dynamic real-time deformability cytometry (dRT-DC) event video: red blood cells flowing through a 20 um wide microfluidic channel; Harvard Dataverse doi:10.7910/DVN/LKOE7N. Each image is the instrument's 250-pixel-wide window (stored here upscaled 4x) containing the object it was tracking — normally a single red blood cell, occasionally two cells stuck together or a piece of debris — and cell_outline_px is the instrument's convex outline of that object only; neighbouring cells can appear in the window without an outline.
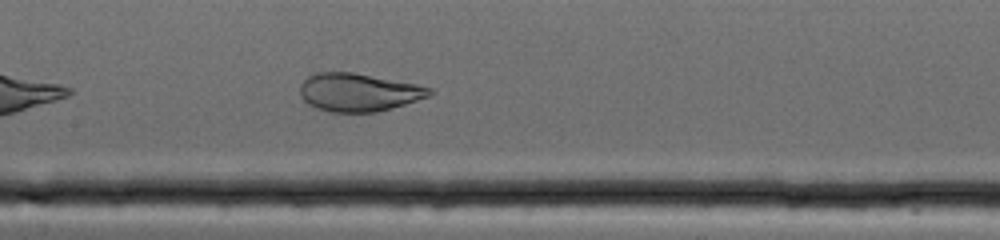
{"species": "human", "species_latin": "Homo sapiens", "temperature_condition": "cold", "stored_images_in_passage": 52, "camera_frame_rate_fps": 3000, "um_per_image_px": 0.085, "donor": {"sex": "female"}, "frame": {"image": 1, "passage_image": 15, "time_ms": 4.667, "image_size_px": [1000, 240], "cell_outline_px": [[432, 92], [428, 96], [392, 108], [376, 112], [332, 112], [316, 108], [308, 104], [300, 96], [300, 84], [308, 76], [316, 72], [352, 72], [416, 84], [432, 88]], "centroid_in_image_um": [30.43, 7.84], "position_along_channel_um": 177.0, "area_um2": 28.55}}
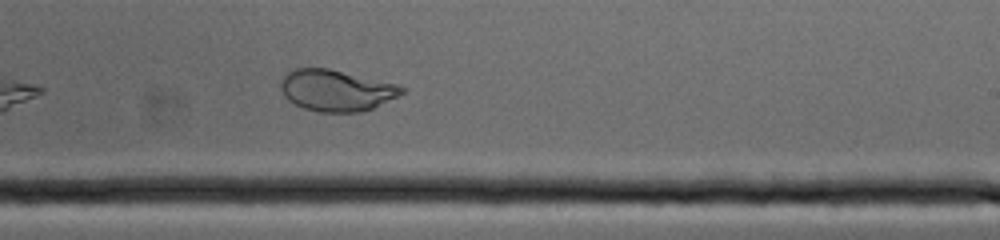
{"frame": {"image": 2, "passage_image": 24, "time_ms": 7.667, "image_size_px": [1000, 240], "cell_outline_px": [[408, 88], [404, 92], [372, 108], [360, 112], [320, 112], [304, 108], [288, 100], [284, 96], [280, 88], [280, 80], [292, 68], [328, 68], [396, 84]], "centroid_in_image_um": [28.54, 7.68], "position_along_channel_um": 260.5, "area_um2": 28.96}}
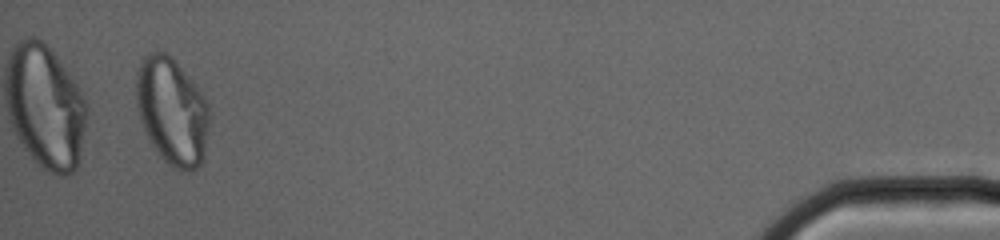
{"frame": {"image": 3, "passage_image": 49, "time_ms": 16.0, "image_size_px": [1000, 240], "cell_outline_px": [[208, 124], [204, 156], [200, 164], [196, 168], [188, 172], [184, 172], [168, 164], [164, 160], [148, 140], [140, 120], [136, 108], [136, 72], [144, 56], [148, 52], [156, 48], [164, 52], [184, 72], [204, 96], [208, 104]], "centroid_in_image_um": [14.58, 9.46], "position_along_channel_um": 420.6, "area_um2": 45.49}}